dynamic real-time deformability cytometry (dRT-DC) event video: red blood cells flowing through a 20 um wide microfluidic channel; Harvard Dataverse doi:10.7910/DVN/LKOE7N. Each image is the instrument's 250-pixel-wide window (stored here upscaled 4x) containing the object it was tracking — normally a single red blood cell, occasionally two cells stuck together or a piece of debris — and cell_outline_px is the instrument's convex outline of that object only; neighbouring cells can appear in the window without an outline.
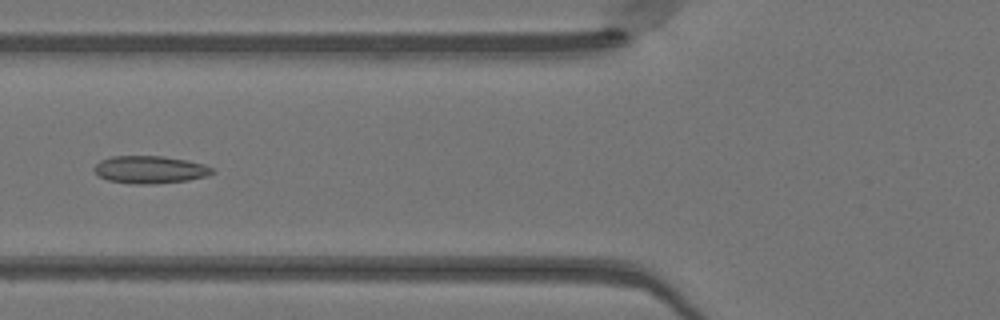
{"species": "Egyptian fruit bat (a non-hibernating species)", "species_latin": "Rousettus aegyptiacus", "temperature_condition": "warm", "stored_images_in_passage": 35, "camera_frame_rate_fps": 3000, "um_per_image_px": 0.085, "animal": {"sex": "female"}, "frame": {"image": 1, "passage_image": 5, "time_ms": 1.333, "image_size_px": [1000, 320], "cell_outline_px": [[216, 172], [208, 176], [188, 180], [152, 184], [136, 184], [108, 180], [100, 176], [92, 168], [100, 160], [112, 156], [164, 156], [188, 160], [204, 164], [216, 168]], "centroid_in_image_um": [12.81, 14.41], "position_along_channel_um": 113.0, "area_um2": 19.13}}
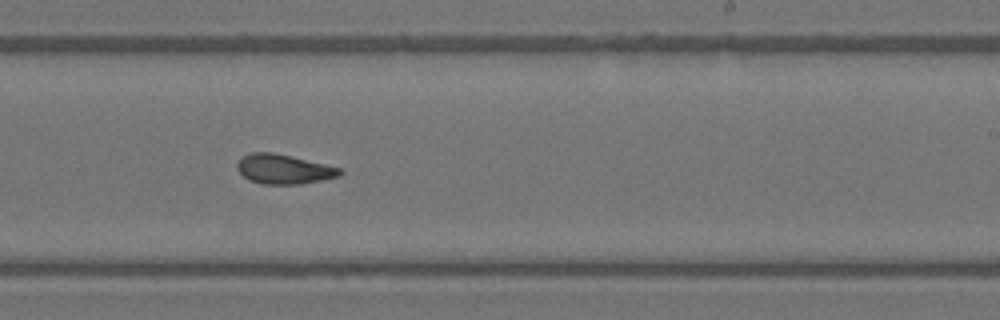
{"frame": {"image": 2, "passage_image": 16, "time_ms": 5.0, "image_size_px": [1000, 320], "cell_outline_px": [[344, 172], [340, 176], [300, 184], [264, 184], [248, 180], [236, 168], [236, 164], [240, 156], [252, 152], [272, 152], [344, 168]], "centroid_in_image_um": [24.12, 14.37], "position_along_channel_um": 264.9, "area_um2": 17.86}}
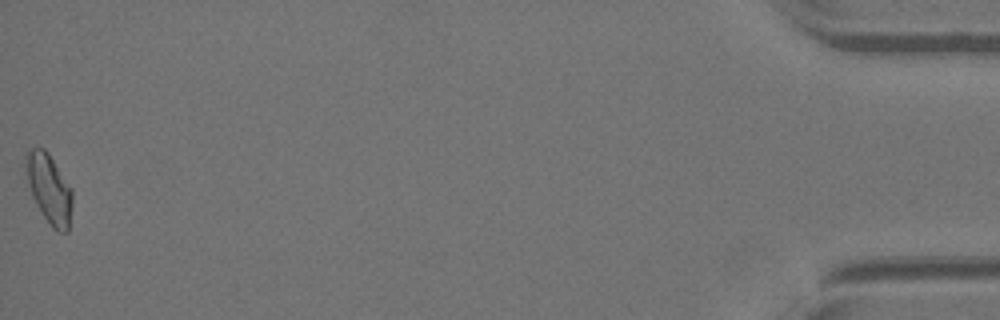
{"frame": {"image": 3, "passage_image": 35, "time_ms": 11.333, "image_size_px": [1000, 320], "cell_outline_px": [[72, 204], [68, 232], [56, 232], [52, 228], [36, 204], [32, 196], [24, 164], [24, 156], [32, 148], [44, 148], [48, 152], [72, 188]], "centroid_in_image_um": [4.18, 16.04], "position_along_channel_um": 431.0, "area_um2": 18.79}, "authors_computed_cell_mechanics": {"area_um2": 17.8602, "velocity_mm_per_s": 4.1444, "shape_relaxation_time_tau1_ms": 8.6178, "shape_relaxation_time_tau2_ms": 2.6986, "deformation_change_tau1": 0.1647, "deformation_change_tau2": 0.0802}}